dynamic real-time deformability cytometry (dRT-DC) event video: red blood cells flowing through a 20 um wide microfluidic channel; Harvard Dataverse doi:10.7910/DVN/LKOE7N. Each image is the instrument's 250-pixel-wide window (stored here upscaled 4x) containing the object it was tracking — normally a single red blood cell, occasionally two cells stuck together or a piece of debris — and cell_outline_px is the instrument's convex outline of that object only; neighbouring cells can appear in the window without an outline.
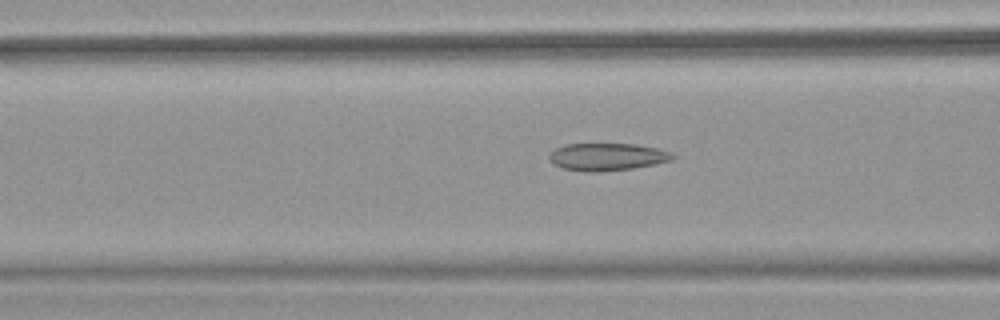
{"species": "common noctule bat (a hibernating species)", "species_latin": "Nyctalus noctula", "temperature_condition": "warm", "stored_images_in_passage": 31, "camera_frame_rate_fps": 3000, "um_per_image_px": 0.085, "animal": {"sex": "female", "body_mass_g": 18.4}, "frame": {"image": 1, "passage_image": 10, "time_ms": 3.0, "image_size_px": [1000, 320], "cell_outline_px": [[676, 156], [672, 160], [656, 164], [632, 168], [600, 172], [584, 172], [564, 168], [548, 160], [548, 156], [556, 148], [568, 144], [636, 144], [656, 148], [672, 152]], "centroid_in_image_um": [51.64, 13.33], "position_along_channel_um": 115.0, "area_um2": 19.71}}